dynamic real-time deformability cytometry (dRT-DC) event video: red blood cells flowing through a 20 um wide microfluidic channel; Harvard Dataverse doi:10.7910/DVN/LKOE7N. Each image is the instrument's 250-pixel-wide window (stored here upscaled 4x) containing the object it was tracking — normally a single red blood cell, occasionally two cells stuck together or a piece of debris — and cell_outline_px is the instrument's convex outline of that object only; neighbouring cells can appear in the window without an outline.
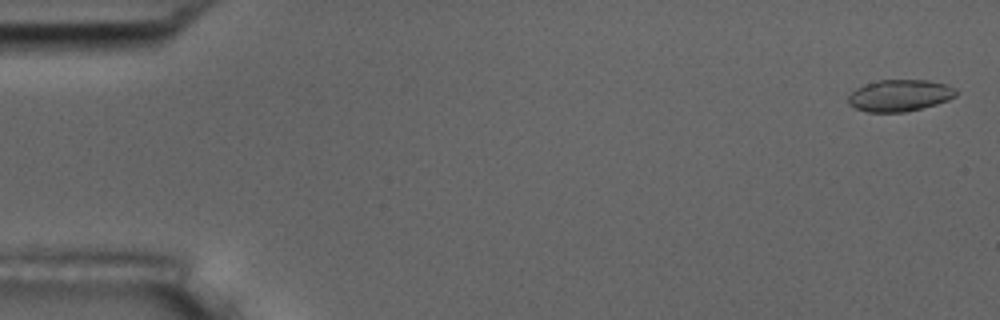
{"species": "common noctule bat (a hibernating species)", "species_latin": "Nyctalus noctula", "temperature_condition": "room temperature", "stored_images_in_passage": 4, "camera_frame_rate_fps": 3000, "um_per_image_px": 0.085, "animal": {"sex": "male", "body_mass_g": 17.5, "forearm_length_mm": 52.3}, "frame": {"image": 1, "passage_image": 1, "time_ms": 0.0, "image_size_px": [1000, 320], "cell_outline_px": [[956, 96], [948, 100], [936, 104], [904, 112], [868, 112], [856, 108], [848, 104], [848, 96], [856, 88], [880, 80], [928, 80], [944, 84], [956, 88]], "centroid_in_image_um": [76.48, 8.12], "position_along_channel_um": 8.5, "area_um2": 19.71}}
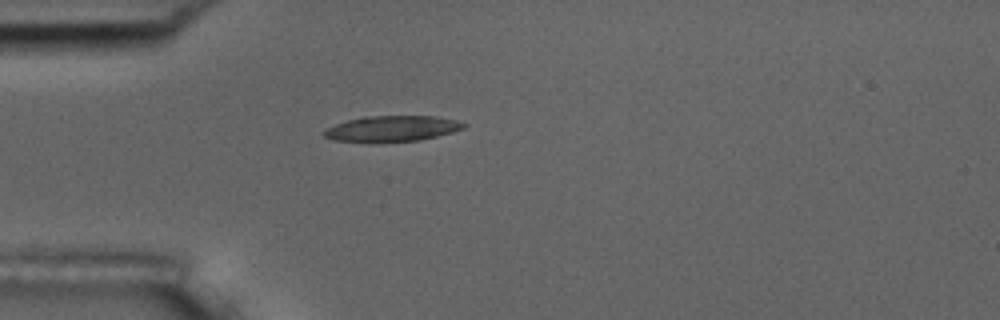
{"frame": {"image": 2, "passage_image": 4, "time_ms": 4.667, "image_size_px": [1000, 320], "cell_outline_px": [[468, 124], [464, 128], [452, 132], [436, 136], [416, 140], [336, 140], [324, 136], [320, 132], [324, 128], [360, 116], [436, 116], [456, 120]], "centroid_in_image_um": [33.33, 10.89], "position_along_channel_um": 51.7, "area_um2": 20.29}}